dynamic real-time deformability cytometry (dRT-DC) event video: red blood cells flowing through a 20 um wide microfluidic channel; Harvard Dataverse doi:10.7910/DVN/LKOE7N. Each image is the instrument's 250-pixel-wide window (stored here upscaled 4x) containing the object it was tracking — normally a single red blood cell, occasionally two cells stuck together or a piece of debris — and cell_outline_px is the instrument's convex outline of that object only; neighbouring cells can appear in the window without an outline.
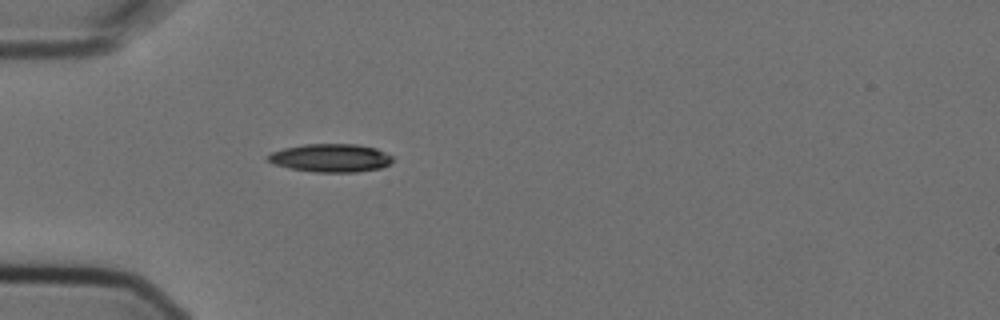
{"species": "Egyptian fruit bat (a non-hibernating species)", "species_latin": "Rousettus aegyptiacus", "temperature_condition": "cold", "stored_images_in_passage": 1, "camera_frame_rate_fps": 3000, "um_per_image_px": 0.085, "animal": {"sex": "female"}, "frame": {"image": 1, "passage_image": 1, "time_ms": 0.0, "image_size_px": [1000, 320], "cell_outline_px": [[392, 160], [388, 164], [380, 168], [356, 172], [316, 172], [288, 168], [272, 164], [268, 160], [268, 156], [272, 152], [284, 148], [304, 144], [356, 144], [376, 148], [392, 156]], "centroid_in_image_um": [28.09, 13.42], "position_along_channel_um": 56.9, "area_um2": 20.4}}